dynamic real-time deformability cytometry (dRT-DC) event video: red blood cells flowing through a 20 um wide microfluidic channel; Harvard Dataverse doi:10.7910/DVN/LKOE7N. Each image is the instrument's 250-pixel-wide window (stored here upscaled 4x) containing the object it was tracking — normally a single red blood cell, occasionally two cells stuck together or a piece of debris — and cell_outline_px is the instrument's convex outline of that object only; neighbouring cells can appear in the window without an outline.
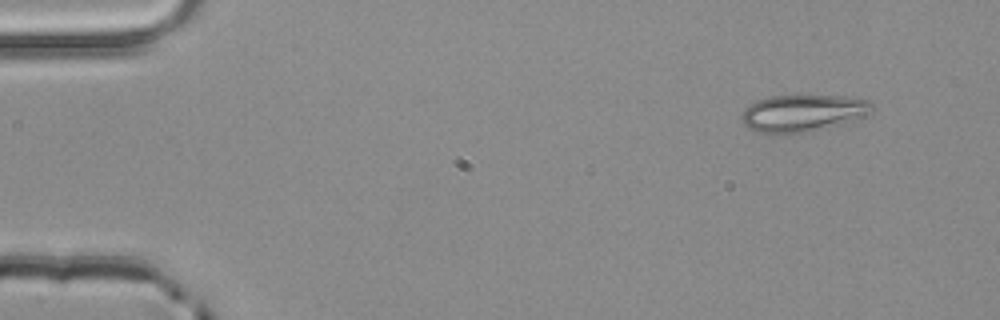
{"species": "common noctule bat (a hibernating species)", "species_latin": "Nyctalus noctula", "temperature_condition": "room temperature", "stored_images_in_passage": 4, "segment_of_instrument_passage": [2, 2], "camera_frame_rate_fps": 3000, "um_per_image_px": 0.085, "animal": {"sex": "male", "body_mass_g": 20.4}, "frame": {"image": 1, "passage_image": 4, "time_ms": 1.0, "image_size_px": [1000, 320], "cell_outline_px": [[872, 108], [852, 116], [804, 132], [756, 132], [748, 128], [744, 124], [740, 116], [744, 108], [748, 104], [756, 100], [768, 96], [844, 96], [868, 100], [872, 104]], "centroid_in_image_um": [67.98, 9.55], "position_along_channel_um": 17.0, "area_um2": 26.24}}